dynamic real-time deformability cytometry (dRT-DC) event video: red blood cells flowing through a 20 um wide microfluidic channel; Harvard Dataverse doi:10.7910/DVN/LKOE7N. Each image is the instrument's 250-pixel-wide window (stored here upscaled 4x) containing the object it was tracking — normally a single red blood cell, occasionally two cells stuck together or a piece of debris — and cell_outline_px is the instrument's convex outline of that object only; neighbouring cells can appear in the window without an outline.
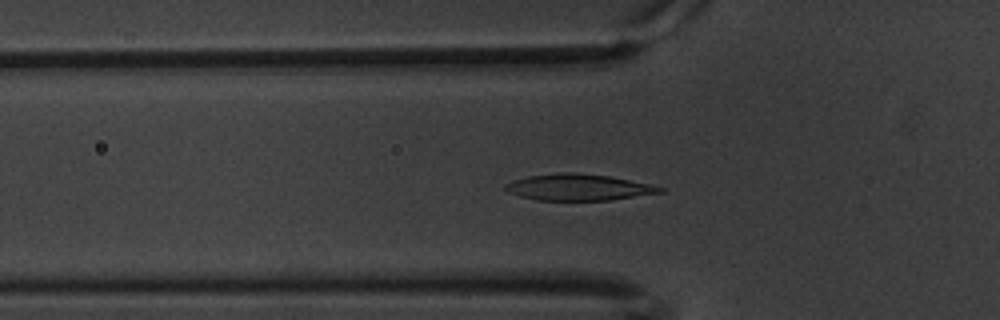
{"species": "common noctule bat (a hibernating species)", "species_latin": "Nyctalus noctula", "temperature_condition": "warm", "stored_images_in_passage": 50, "camera_frame_rate_fps": 3000, "um_per_image_px": 0.085, "animal": {"sex": "male", "body_mass_g": 20.1, "forearm_length_mm": 53.5}, "frame": {"image": 1, "passage_image": 10, "time_ms": 3.0, "image_size_px": [1000, 320], "cell_outline_px": [[664, 192], [608, 200], [536, 200], [520, 196], [508, 192], [504, 188], [504, 184], [512, 180], [528, 176], [560, 172], [572, 172], [608, 176], [652, 184], [664, 188]], "centroid_in_image_um": [49.14, 15.91], "position_along_channel_um": 76.7, "area_um2": 23.7}}
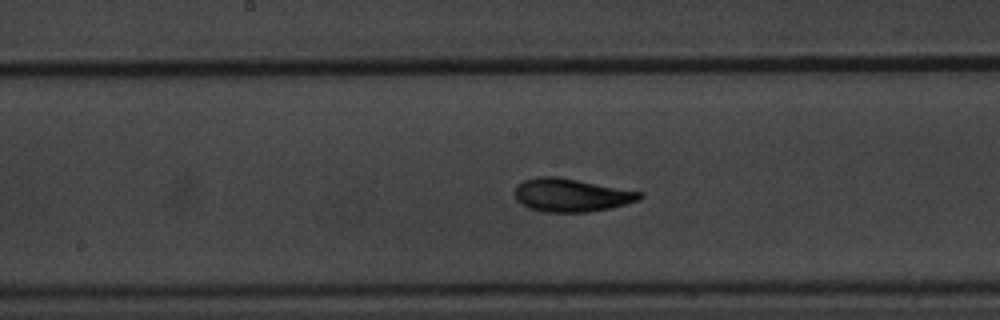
{"frame": {"image": 2, "passage_image": 21, "time_ms": 6.667, "image_size_px": [1000, 320], "cell_outline_px": [[644, 196], [636, 200], [624, 204], [608, 208], [588, 212], [544, 212], [528, 208], [520, 204], [516, 200], [516, 184], [524, 180], [536, 176], [560, 176], [644, 192]], "centroid_in_image_um": [48.53, 16.57], "position_along_channel_um": 199.7, "area_um2": 24.39}}
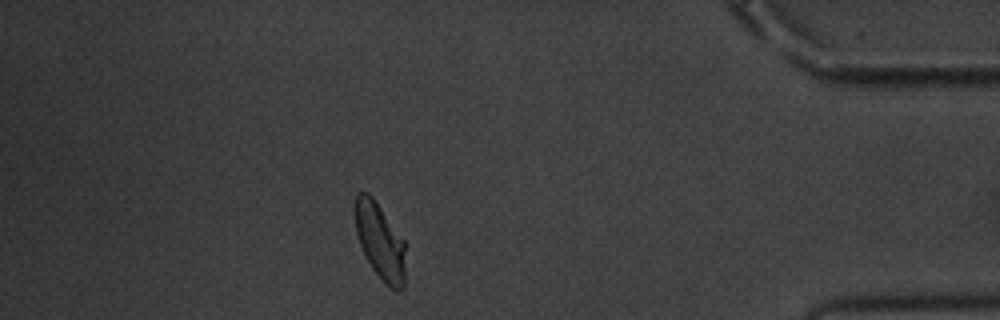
{"frame": {"image": 3, "passage_image": 43, "time_ms": 14.0, "image_size_px": [1000, 320], "cell_outline_px": [[404, 284], [396, 292], [372, 268], [360, 244], [356, 232], [356, 192], [368, 192], [372, 196], [404, 240]], "centroid_in_image_um": [32.3, 20.47], "position_along_channel_um": 402.9, "area_um2": 21.62}, "authors_computed_cell_mechanics": {"area_um2": 22.9466, "velocity_mm_per_s": 3.3301, "shape_relaxation_time_tau1_ms": 2.7911, "shape_relaxation_time_tau2_ms": 1.5911, "deformation_change_tau1": 0.1575, "deformation_change_tau2": 0.0544}}